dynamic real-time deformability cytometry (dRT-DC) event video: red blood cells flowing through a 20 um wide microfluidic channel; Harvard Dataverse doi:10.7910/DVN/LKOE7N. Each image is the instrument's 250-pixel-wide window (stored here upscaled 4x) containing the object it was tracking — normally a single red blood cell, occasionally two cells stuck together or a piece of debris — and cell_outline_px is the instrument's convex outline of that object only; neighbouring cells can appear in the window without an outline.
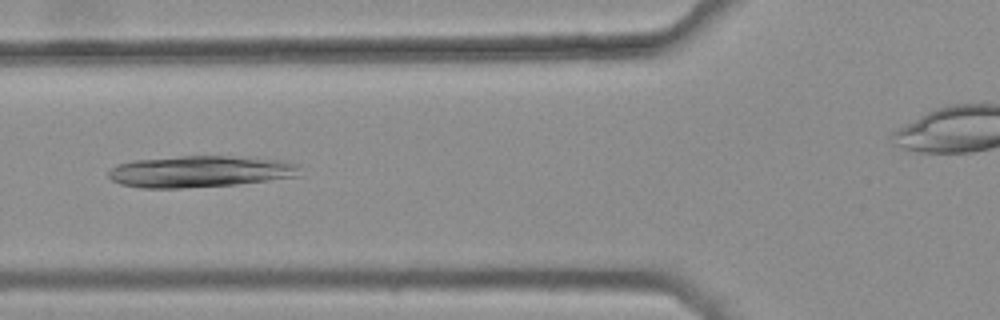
{"species": "common noctule bat (a hibernating species)", "species_latin": "Nyctalus noctula", "temperature_condition": "warm", "stored_images_in_passage": 33, "camera_frame_rate_fps": 3000, "um_per_image_px": 0.085, "animal": {"sex": "female", "body_mass_g": 25.1}, "frame": {"image": 1, "passage_image": 7, "time_ms": 2.0, "image_size_px": [1000, 320], "cell_outline_px": [[300, 176], [236, 184], [180, 188], [140, 188], [120, 184], [112, 180], [108, 176], [108, 172], [116, 164], [132, 160], [180, 156], [228, 156], [288, 160], [300, 164]], "centroid_in_image_um": [17.03, 14.57], "position_along_channel_um": 108.8, "area_um2": 35.49}}
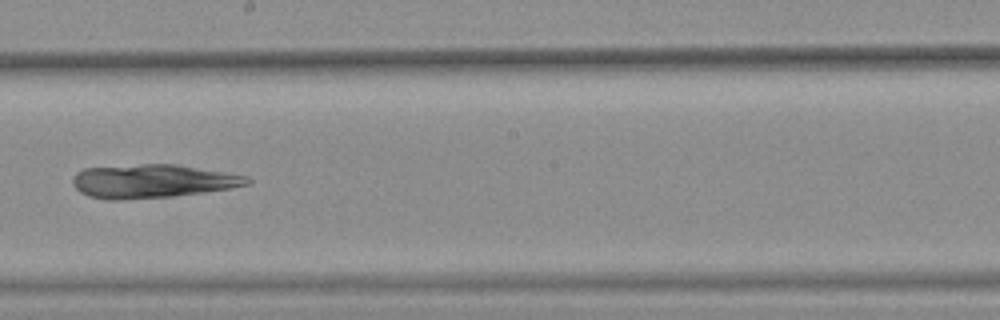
{"frame": {"image": 2, "passage_image": 17, "time_ms": 5.333, "image_size_px": [1000, 320], "cell_outline_px": [[252, 184], [232, 188], [204, 192], [172, 196], [120, 200], [108, 200], [88, 196], [80, 192], [72, 184], [72, 176], [76, 172], [84, 168], [144, 164], [176, 164], [248, 176], [252, 180]], "centroid_in_image_um": [12.95, 15.4], "position_along_channel_um": 235.2, "area_um2": 34.28}}
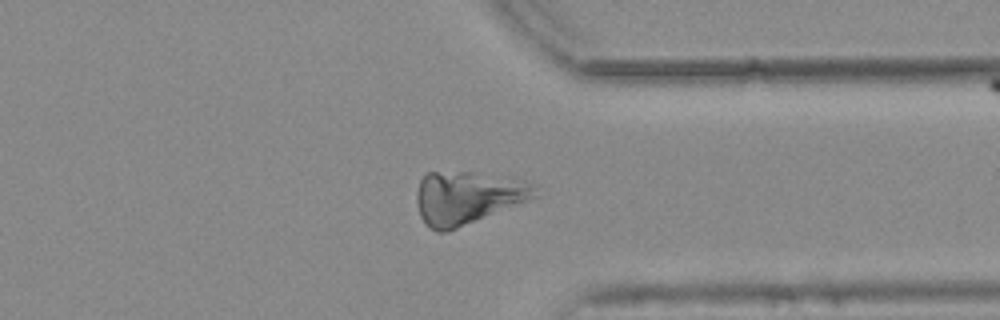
{"frame": {"image": 3, "passage_image": 28, "time_ms": 9.0, "image_size_px": [1000, 320], "cell_outline_px": [[540, 196], [448, 232], [436, 232], [428, 228], [420, 216], [416, 204], [416, 192], [420, 180], [428, 172], [472, 172], [532, 180], [536, 184]], "centroid_in_image_um": [39.79, 16.8], "position_along_channel_um": 371.6, "area_um2": 37.28}}